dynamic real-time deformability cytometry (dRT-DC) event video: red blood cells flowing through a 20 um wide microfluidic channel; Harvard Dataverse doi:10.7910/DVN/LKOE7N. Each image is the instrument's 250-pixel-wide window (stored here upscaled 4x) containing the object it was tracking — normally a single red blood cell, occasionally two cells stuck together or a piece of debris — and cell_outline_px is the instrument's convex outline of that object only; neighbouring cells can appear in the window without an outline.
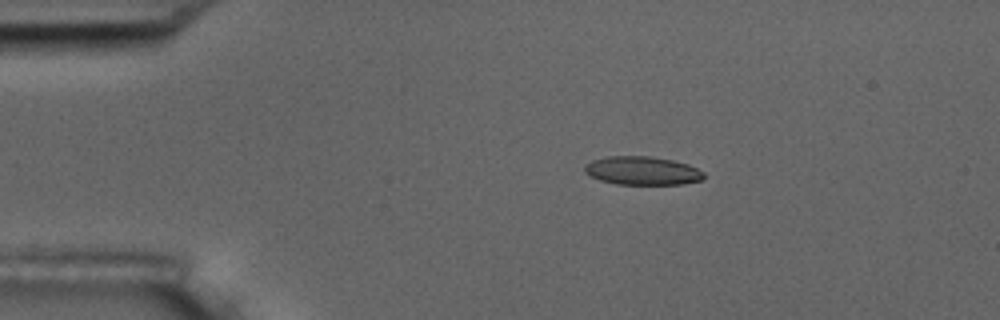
{"species": "common noctule bat (a hibernating species)", "species_latin": "Nyctalus noctula", "temperature_condition": "room temperature", "stored_images_in_passage": 4, "camera_frame_rate_fps": 3000, "um_per_image_px": 0.085, "animal": {"sex": "male", "body_mass_g": 17.5, "forearm_length_mm": 52.3}, "frame": {"image": 1, "passage_image": 1, "time_ms": 0.0, "image_size_px": [1000, 320], "cell_outline_px": [[704, 176], [700, 180], [684, 184], [616, 184], [600, 180], [584, 172], [584, 164], [592, 160], [608, 156], [648, 156], [672, 160], [688, 164], [704, 172]], "centroid_in_image_um": [54.57, 14.51], "position_along_channel_um": 30.4, "area_um2": 19.71}}
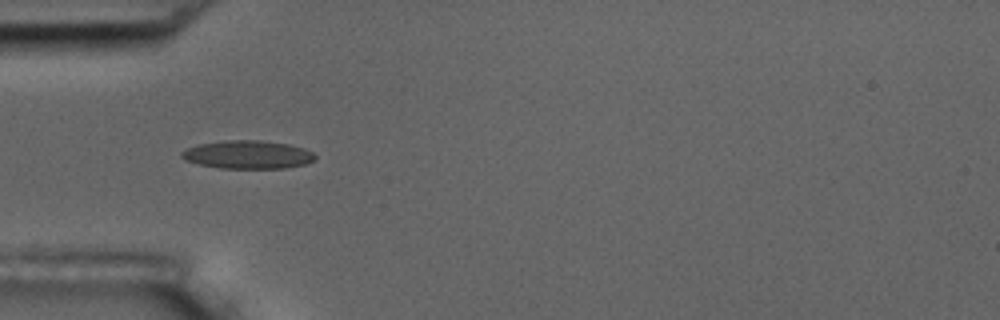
{"frame": {"image": 2, "passage_image": 3, "time_ms": 0.667, "image_size_px": [1000, 320], "cell_outline_px": [[316, 160], [304, 164], [284, 168], [220, 168], [200, 164], [184, 160], [180, 156], [180, 152], [196, 144], [228, 140], [260, 140], [288, 144], [304, 148], [312, 152], [316, 156]], "centroid_in_image_um": [21.05, 13.14], "position_along_channel_um": 64.0, "area_um2": 21.96}}